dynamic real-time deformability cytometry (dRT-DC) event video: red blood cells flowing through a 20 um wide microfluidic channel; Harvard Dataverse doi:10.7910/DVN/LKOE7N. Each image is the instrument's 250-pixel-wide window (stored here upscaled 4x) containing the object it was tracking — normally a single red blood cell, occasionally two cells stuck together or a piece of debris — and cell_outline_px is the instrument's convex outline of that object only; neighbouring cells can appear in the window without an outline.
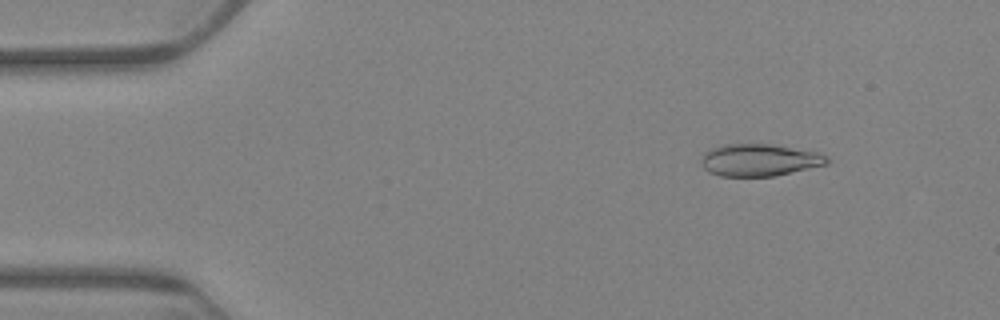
{"species": "Egyptian fruit bat (a non-hibernating species)", "species_latin": "Rousettus aegyptiacus", "temperature_condition": "warm", "stored_images_in_passage": 6, "camera_frame_rate_fps": 3000, "um_per_image_px": 0.085, "animal": {"sex": "female"}, "frame": {"image": 1, "passage_image": 3, "time_ms": 2.0, "image_size_px": [1000, 320], "cell_outline_px": [[828, 164], [776, 176], [720, 176], [708, 172], [700, 164], [700, 160], [704, 152], [712, 148], [724, 144], [772, 144], [816, 152], [828, 156]], "centroid_in_image_um": [64.52, 13.61], "position_along_channel_um": 20.5, "area_um2": 23.7}}
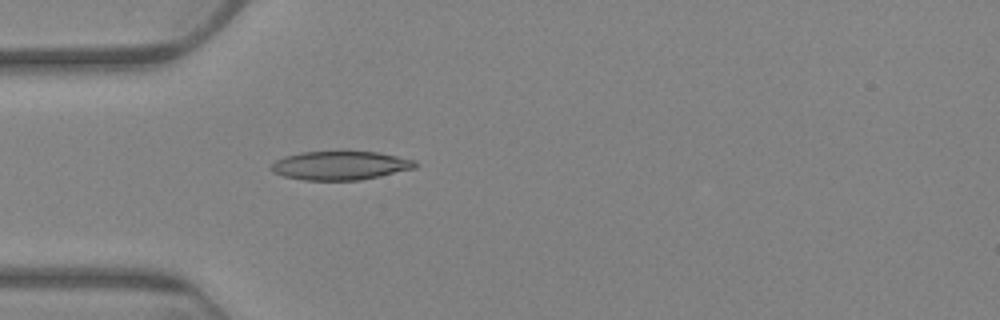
{"frame": {"image": 2, "passage_image": 6, "time_ms": 5.667, "image_size_px": [1000, 320], "cell_outline_px": [[420, 164], [416, 168], [380, 176], [360, 180], [304, 180], [284, 176], [268, 168], [276, 160], [284, 156], [304, 152], [380, 152], [416, 160]], "centroid_in_image_um": [28.98, 14.07], "position_along_channel_um": 56.0, "area_um2": 24.1}}